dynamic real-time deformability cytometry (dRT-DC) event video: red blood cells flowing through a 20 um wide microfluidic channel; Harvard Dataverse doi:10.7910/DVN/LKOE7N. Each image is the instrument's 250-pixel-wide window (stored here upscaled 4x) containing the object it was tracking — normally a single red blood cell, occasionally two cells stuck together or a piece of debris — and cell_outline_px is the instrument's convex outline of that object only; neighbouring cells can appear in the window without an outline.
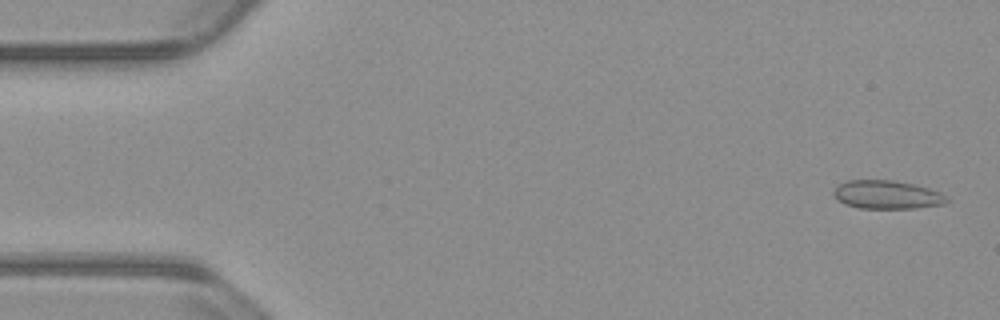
{"species": "common noctule bat (a hibernating species)", "species_latin": "Nyctalus noctula", "temperature_condition": "warm", "stored_images_in_passage": 13, "camera_frame_rate_fps": 3000, "um_per_image_px": 0.085, "animal": {"sex": "male", "body_mass_g": 23.1, "forearm_length_mm": 52.7}, "frame": {"image": 1, "passage_image": 2, "time_ms": 0.333, "image_size_px": [1000, 320], "cell_outline_px": [[948, 200], [944, 204], [916, 208], [860, 208], [844, 204], [832, 192], [840, 184], [848, 180], [896, 180], [928, 188], [940, 192]], "centroid_in_image_um": [75.39, 16.55], "position_along_channel_um": 9.6, "area_um2": 18.5}}